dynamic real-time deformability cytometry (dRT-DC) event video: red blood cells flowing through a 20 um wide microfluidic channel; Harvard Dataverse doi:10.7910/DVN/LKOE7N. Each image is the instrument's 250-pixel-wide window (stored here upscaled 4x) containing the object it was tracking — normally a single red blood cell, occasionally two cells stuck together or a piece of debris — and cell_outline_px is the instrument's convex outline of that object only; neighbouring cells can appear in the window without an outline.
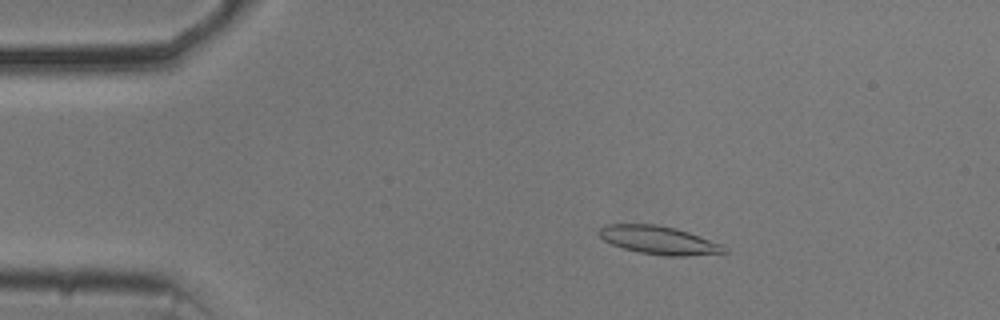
{"species": "common noctule bat (a hibernating species)", "species_latin": "Nyctalus noctula", "temperature_condition": "cold", "stored_images_in_passage": 55, "camera_frame_rate_fps": 3000, "um_per_image_px": 0.085, "animal": {"sex": "male", "body_mass_g": 20.5, "forearm_length_mm": 52.5}, "frame": {"image": 1, "passage_image": 10, "time_ms": 3.0, "image_size_px": [1000, 320], "cell_outline_px": [[728, 252], [684, 256], [664, 256], [640, 252], [624, 248], [612, 244], [604, 240], [596, 232], [604, 224], [656, 224], [676, 228], [688, 232], [720, 244]], "centroid_in_image_um": [55.94, 20.4], "position_along_channel_um": 29.1, "area_um2": 20.35}}
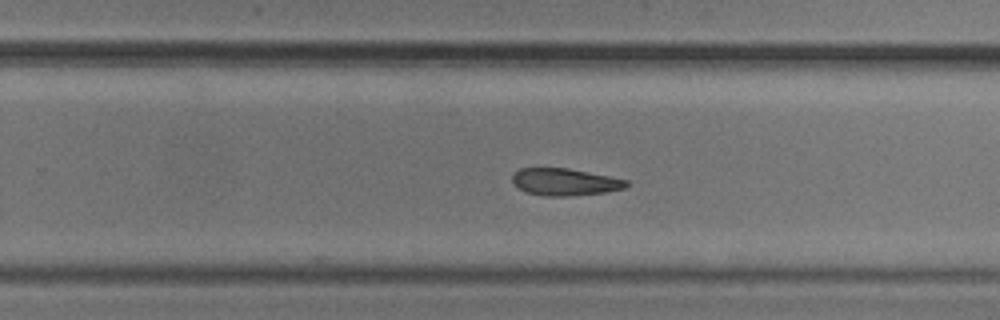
{"frame": {"image": 2, "passage_image": 35, "time_ms": 11.333, "image_size_px": [1000, 320], "cell_outline_px": [[628, 184], [624, 188], [608, 192], [572, 196], [548, 196], [524, 192], [512, 180], [512, 172], [520, 168], [568, 168], [628, 180]], "centroid_in_image_um": [48.0, 15.47], "position_along_channel_um": 281.8, "area_um2": 18.03}}
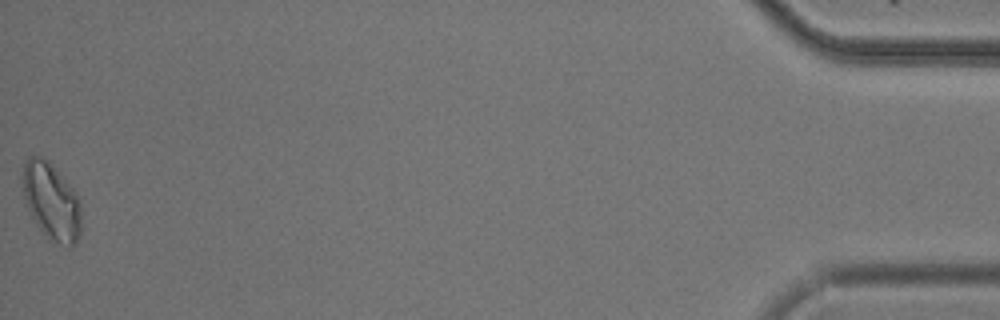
{"frame": {"image": 3, "passage_image": 55, "time_ms": 18.0, "image_size_px": [1000, 320], "cell_outline_px": [[80, 236], [72, 248], [68, 248], [48, 240], [32, 216], [28, 208], [24, 196], [24, 160], [28, 156], [40, 156], [48, 160], [76, 192], [80, 204]], "centroid_in_image_um": [4.4, 17.16], "position_along_channel_um": 430.8, "area_um2": 26.18}}